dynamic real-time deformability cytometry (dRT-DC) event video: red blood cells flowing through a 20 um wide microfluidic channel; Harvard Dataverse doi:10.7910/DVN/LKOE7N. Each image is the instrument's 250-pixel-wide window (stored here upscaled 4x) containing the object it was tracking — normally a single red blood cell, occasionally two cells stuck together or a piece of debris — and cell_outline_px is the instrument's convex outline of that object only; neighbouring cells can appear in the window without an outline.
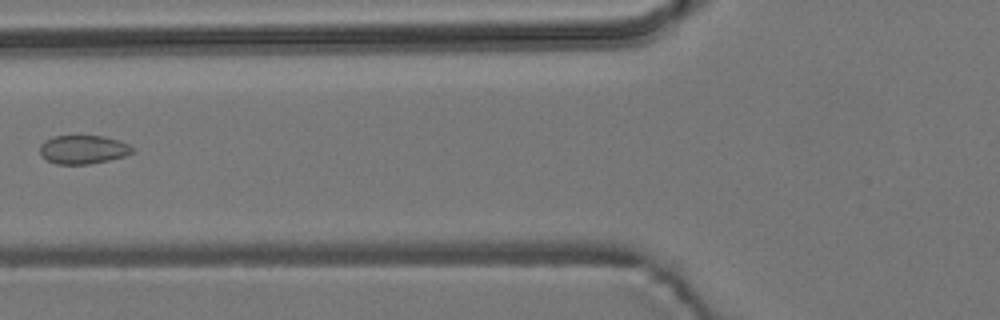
{"species": "common noctule bat (a hibernating species)", "species_latin": "Nyctalus noctula", "temperature_condition": "room temperature", "stored_images_in_passage": 6, "camera_frame_rate_fps": 3000, "um_per_image_px": 0.085, "animal": {"sex": "male", "body_mass_g": 19.2, "forearm_length_mm": 51.8}, "frame": {"image": 1, "passage_image": 5, "time_ms": 5.667, "image_size_px": [1000, 320], "cell_outline_px": [[136, 148], [132, 152], [124, 156], [108, 160], [88, 164], [56, 164], [40, 156], [40, 144], [44, 140], [56, 136], [104, 136], [128, 144]], "centroid_in_image_um": [7.04, 12.71], "position_along_channel_um": 118.8, "area_um2": 15.37}}
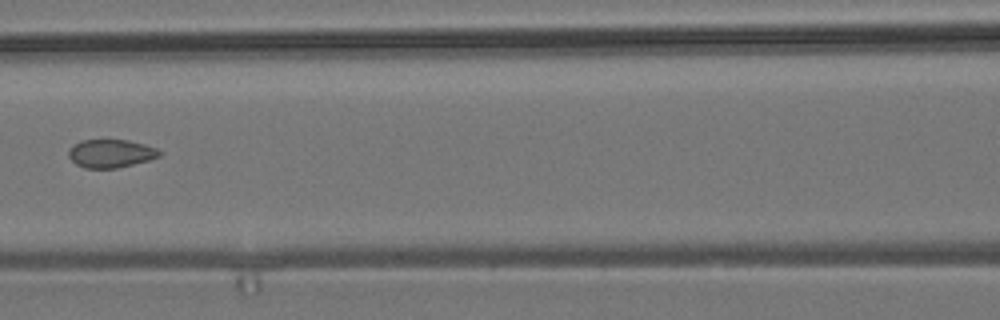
{"frame": {"image": 2, "passage_image": 6, "time_ms": 6.667, "image_size_px": [1000, 320], "cell_outline_px": [[164, 152], [160, 156], [148, 160], [116, 168], [84, 168], [76, 164], [68, 156], [68, 148], [72, 144], [80, 140], [128, 140], [144, 144], [156, 148]], "centroid_in_image_um": [9.39, 13.03], "position_along_channel_um": 157.2, "area_um2": 15.03}}